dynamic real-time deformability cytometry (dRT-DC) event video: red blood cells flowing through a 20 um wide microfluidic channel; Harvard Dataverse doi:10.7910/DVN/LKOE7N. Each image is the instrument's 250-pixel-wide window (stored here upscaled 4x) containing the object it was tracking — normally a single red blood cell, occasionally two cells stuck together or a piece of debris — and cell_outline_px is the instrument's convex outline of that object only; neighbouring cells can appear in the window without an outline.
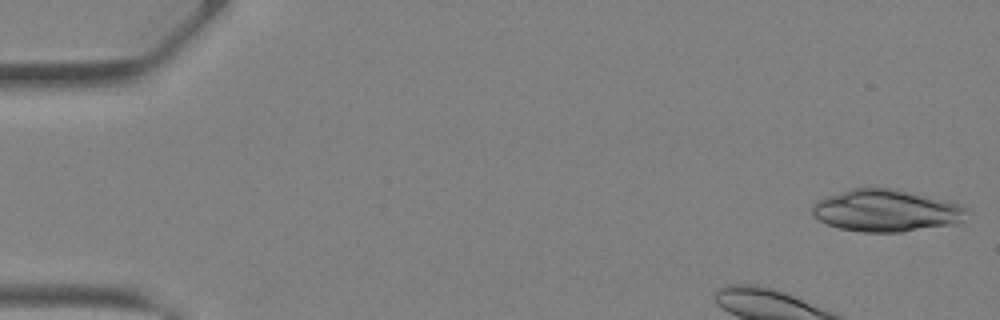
{"species": "Egyptian fruit bat (a non-hibernating species)", "species_latin": "Rousettus aegyptiacus", "temperature_condition": "warm", "stored_images_in_passage": 33, "camera_frame_rate_fps": 3000, "um_per_image_px": 0.085, "animal": {"sex": "female"}, "frame": {"image": 1, "passage_image": 1, "time_ms": 0.0, "image_size_px": [1000, 320], "cell_outline_px": [[972, 212], [956, 224], [900, 232], [860, 232], [840, 228], [828, 224], [812, 216], [812, 208], [820, 200], [828, 196], [852, 188], [892, 188], [928, 196], [960, 204], [968, 208]], "centroid_in_image_um": [75.38, 17.91], "position_along_channel_um": 9.6, "area_um2": 37.74}}
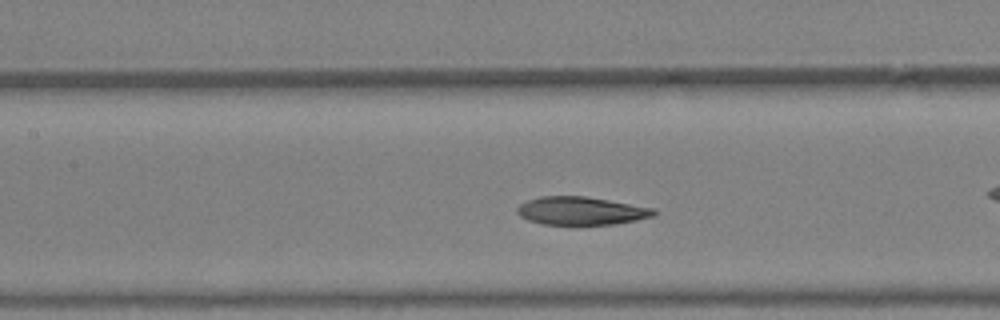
{"frame": {"image": 2, "passage_image": 16, "time_ms": 5.0, "image_size_px": [1000, 320], "cell_outline_px": [[656, 216], [616, 224], [540, 224], [528, 220], [520, 216], [516, 212], [516, 208], [520, 204], [528, 200], [540, 196], [584, 196], [656, 208]], "centroid_in_image_um": [49.4, 17.92], "position_along_channel_um": 158.0, "area_um2": 22.43}}
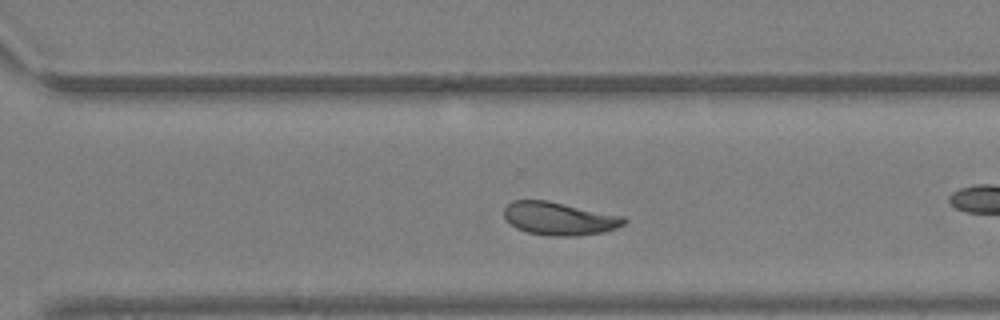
{"frame": {"image": 3, "passage_image": 26, "time_ms": 8.333, "image_size_px": [1000, 320], "cell_outline_px": [[628, 220], [624, 224], [616, 228], [604, 232], [576, 236], [548, 236], [528, 232], [516, 228], [504, 216], [504, 208], [512, 200], [548, 200], [624, 216]], "centroid_in_image_um": [47.56, 18.57], "position_along_channel_um": 323.0, "area_um2": 23.18}, "authors_computed_cell_mechanics": {"area_um2": 23.4668, "velocity_mm_per_s": 4.9691, "shape_relaxation_time_tau1_ms": 4.5486, "shape_relaxation_time_tau2_ms": 1.9575, "deformation_change_tau1": 0.1547, "deformation_change_tau2": 0.0775}}